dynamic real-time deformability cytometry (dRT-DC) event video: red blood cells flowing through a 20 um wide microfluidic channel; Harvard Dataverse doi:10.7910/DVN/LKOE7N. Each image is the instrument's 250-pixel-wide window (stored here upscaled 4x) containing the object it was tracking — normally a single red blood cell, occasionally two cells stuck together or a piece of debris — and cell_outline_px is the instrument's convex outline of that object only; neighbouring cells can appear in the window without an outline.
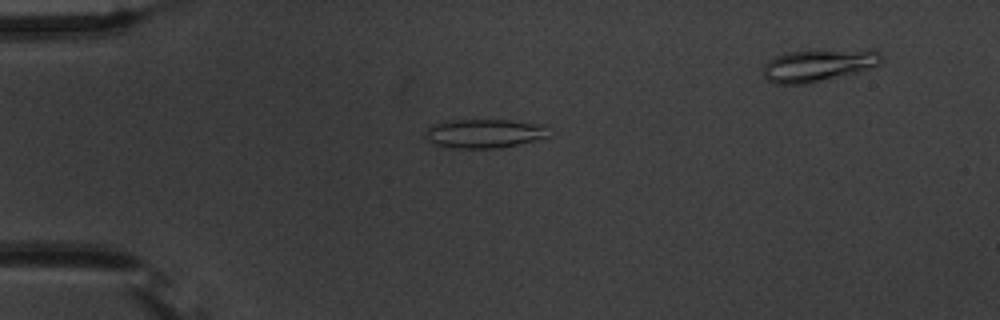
{"species": "common noctule bat (a hibernating species)", "species_latin": "Nyctalus noctula", "temperature_condition": "warm", "stored_images_in_passage": 42, "camera_frame_rate_fps": 3000, "um_per_image_px": 0.085, "animal": {"sex": "male", "body_mass_g": 20.1, "forearm_length_mm": 53.5}, "frame": {"image": 1, "passage_image": 4, "time_ms": 1.0, "image_size_px": [1000, 320], "cell_outline_px": [[548, 136], [500, 148], [452, 148], [432, 144], [424, 136], [424, 128], [432, 124], [452, 120], [508, 120], [540, 124]], "centroid_in_image_um": [41.0, 11.35], "position_along_channel_um": 44.0, "area_um2": 20.58}}
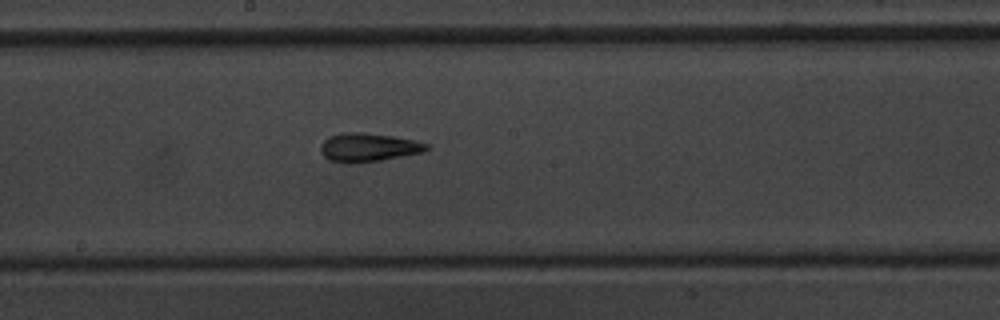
{"frame": {"image": 2, "passage_image": 20, "time_ms": 6.333, "image_size_px": [1000, 320], "cell_outline_px": [[432, 148], [420, 152], [380, 160], [348, 164], [328, 160], [320, 152], [320, 144], [328, 136], [344, 132], [364, 132], [392, 136], [412, 140], [428, 144]], "centroid_in_image_um": [31.24, 12.52], "position_along_channel_um": 217.0, "area_um2": 17.63}}
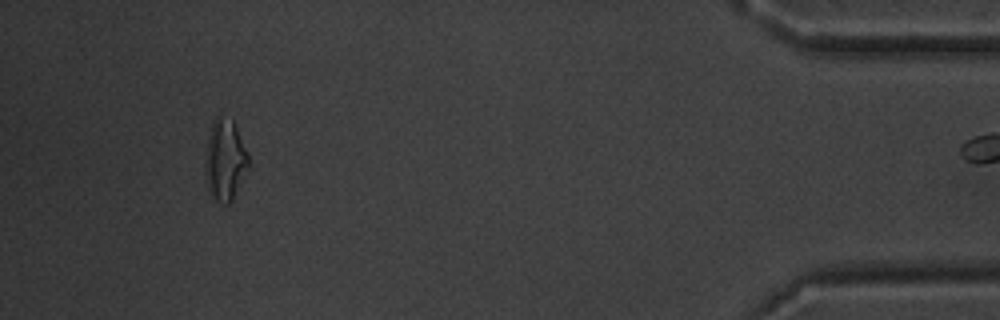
{"frame": {"image": 3, "passage_image": 41, "time_ms": 13.333, "image_size_px": [1000, 320], "cell_outline_px": [[248, 168], [232, 200], [228, 204], [224, 204], [216, 200], [208, 188], [204, 164], [208, 136], [212, 120], [216, 116], [220, 116], [232, 120], [236, 124], [248, 152]], "centroid_in_image_um": [19.13, 13.55], "position_along_channel_um": 416.1, "area_um2": 20.46}}